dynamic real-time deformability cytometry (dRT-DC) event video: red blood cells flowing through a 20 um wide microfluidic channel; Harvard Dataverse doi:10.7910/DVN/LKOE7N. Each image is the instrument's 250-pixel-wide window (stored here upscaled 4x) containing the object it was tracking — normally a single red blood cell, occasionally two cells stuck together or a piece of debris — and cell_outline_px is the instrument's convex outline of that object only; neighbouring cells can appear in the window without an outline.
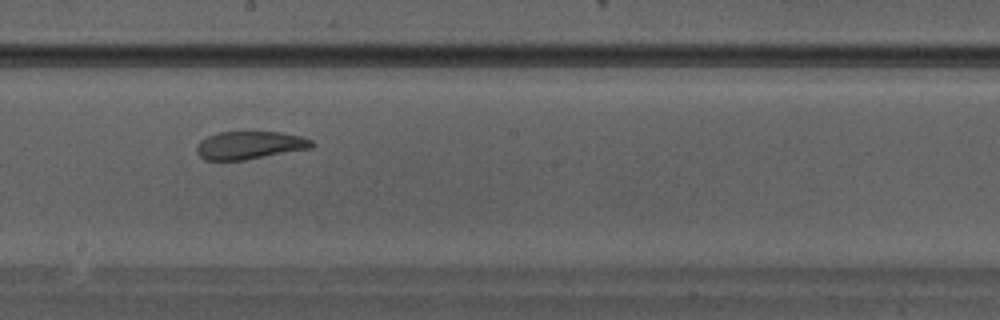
{"species": "Egyptian fruit bat (a non-hibernating species)", "species_latin": "Rousettus aegyptiacus", "temperature_condition": "warm", "stored_images_in_passage": 26, "camera_frame_rate_fps": 3000, "um_per_image_px": 0.085, "animal": {"sex": "male"}, "frame": {"image": 1, "passage_image": 12, "time_ms": 3.667, "image_size_px": [1000, 320], "cell_outline_px": [[316, 144], [312, 148], [244, 160], [204, 160], [196, 152], [196, 144], [200, 140], [208, 136], [220, 132], [280, 132], [300, 136], [312, 140]], "centroid_in_image_um": [21.22, 12.34], "position_along_channel_um": 227.0, "area_um2": 18.79}}